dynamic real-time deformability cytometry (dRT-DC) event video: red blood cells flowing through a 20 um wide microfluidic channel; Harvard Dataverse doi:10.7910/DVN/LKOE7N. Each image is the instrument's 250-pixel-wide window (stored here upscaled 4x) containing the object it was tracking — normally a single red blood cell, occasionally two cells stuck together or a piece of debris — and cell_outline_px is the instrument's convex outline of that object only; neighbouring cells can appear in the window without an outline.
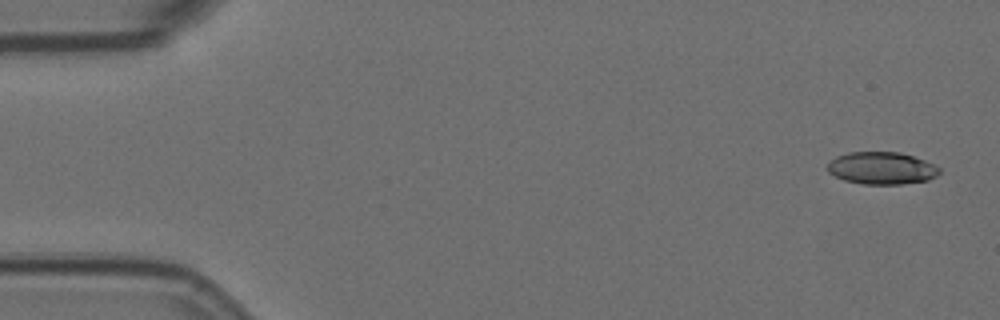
{"species": "Egyptian fruit bat (a non-hibernating species)", "species_latin": "Rousettus aegyptiacus", "temperature_condition": "room temperature", "stored_images_in_passage": 4, "camera_frame_rate_fps": 3000, "um_per_image_px": 0.085, "animal": {"sex": "female"}, "frame": {"image": 1, "passage_image": 1, "time_ms": 0.0, "image_size_px": [1000, 320], "cell_outline_px": [[940, 172], [936, 176], [928, 180], [900, 184], [864, 184], [844, 180], [828, 172], [828, 164], [836, 156], [848, 152], [900, 152], [924, 160], [940, 168]], "centroid_in_image_um": [74.94, 14.29], "position_along_channel_um": 10.1, "area_um2": 20.92}}